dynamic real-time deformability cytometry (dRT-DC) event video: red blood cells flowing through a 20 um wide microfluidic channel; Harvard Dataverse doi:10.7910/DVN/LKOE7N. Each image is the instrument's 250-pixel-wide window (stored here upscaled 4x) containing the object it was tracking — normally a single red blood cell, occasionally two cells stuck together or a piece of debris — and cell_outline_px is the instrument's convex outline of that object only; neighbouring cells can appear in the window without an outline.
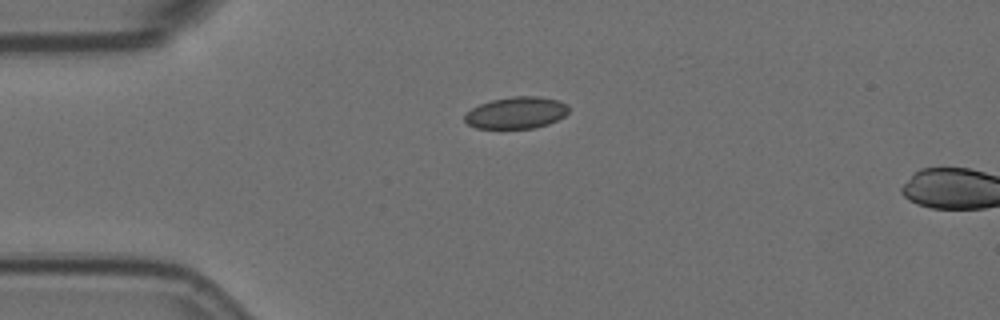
{"species": "Egyptian fruit bat (a non-hibernating species)", "species_latin": "Rousettus aegyptiacus", "temperature_condition": "room temperature", "stored_images_in_passage": 2, "camera_frame_rate_fps": 3000, "um_per_image_px": 0.085, "animal": {"sex": "female"}, "frame": {"image": 1, "passage_image": 1, "time_ms": 0.0, "image_size_px": [1000, 320], "cell_outline_px": [[568, 112], [564, 116], [548, 124], [536, 128], [476, 128], [468, 124], [464, 120], [464, 116], [472, 108], [480, 104], [492, 100], [516, 96], [540, 96], [560, 100], [568, 104]], "centroid_in_image_um": [43.92, 9.58], "position_along_channel_um": 41.1, "area_um2": 19.25}}